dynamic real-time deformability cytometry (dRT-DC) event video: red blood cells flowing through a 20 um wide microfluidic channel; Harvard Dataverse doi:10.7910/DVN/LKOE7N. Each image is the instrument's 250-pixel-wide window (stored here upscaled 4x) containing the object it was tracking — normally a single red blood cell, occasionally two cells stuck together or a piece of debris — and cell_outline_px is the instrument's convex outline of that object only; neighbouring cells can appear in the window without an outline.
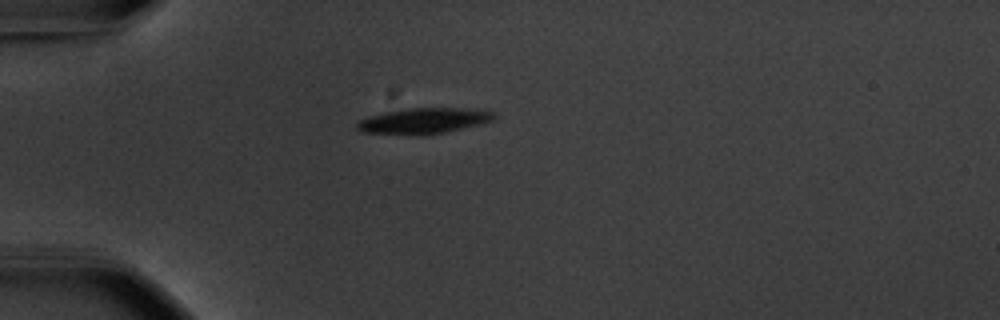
{"species": "common noctule bat (a hibernating species)", "species_latin": "Nyctalus noctula", "temperature_condition": "warm", "stored_images_in_passage": 41, "camera_frame_rate_fps": 3000, "um_per_image_px": 0.085, "animal": {"sex": "male", "body_mass_g": 20.1, "forearm_length_mm": 53.5}, "frame": {"image": 1, "passage_image": 1, "time_ms": 0.0, "image_size_px": [1000, 320], "cell_outline_px": [[496, 116], [492, 120], [480, 124], [444, 132], [360, 132], [356, 128], [356, 124], [360, 120], [368, 116], [384, 112], [404, 108], [472, 108], [492, 112]], "centroid_in_image_um": [36.04, 10.21], "position_along_channel_um": 49.0, "area_um2": 19.48}}
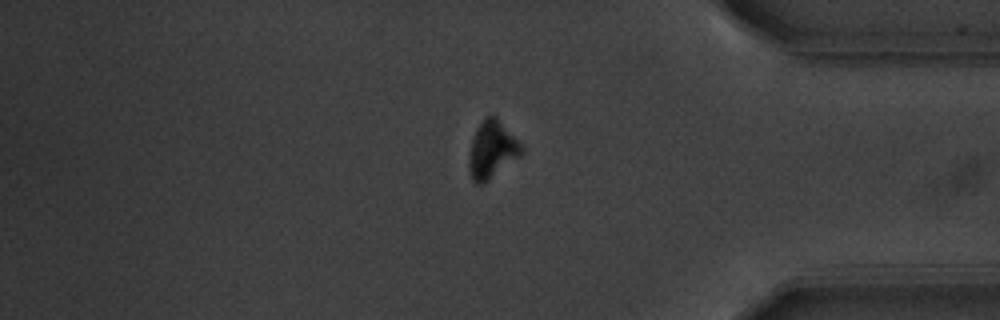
{"frame": {"image": 2, "passage_image": 32, "time_ms": 10.333, "image_size_px": [1000, 320], "cell_outline_px": [[524, 152], [488, 180], [480, 184], [476, 184], [472, 180], [468, 160], [472, 136], [476, 128], [484, 116], [496, 116], [524, 148]], "centroid_in_image_um": [41.79, 12.7], "position_along_channel_um": 393.4, "area_um2": 17.28}}
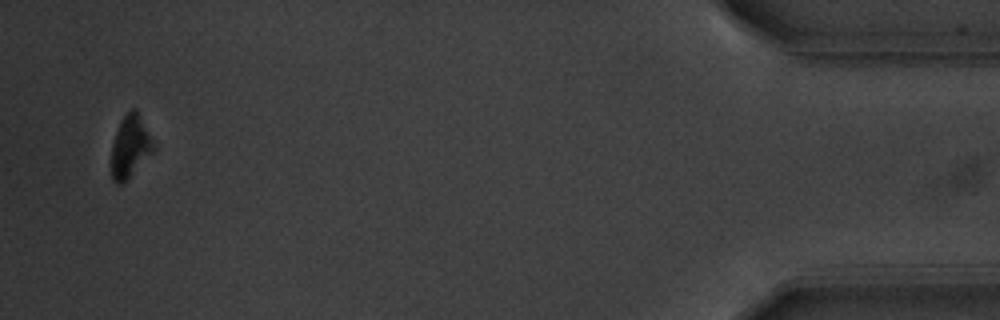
{"frame": {"image": 3, "passage_image": 39, "time_ms": 12.667, "image_size_px": [1000, 320], "cell_outline_px": [[156, 148], [124, 184], [116, 184], [112, 180], [112, 144], [120, 120], [132, 108], [136, 108], [156, 144]], "centroid_in_image_um": [11.09, 12.46], "position_along_channel_um": 424.1, "area_um2": 15.43}, "authors_computed_cell_mechanics": {"area_um2": 19.4208, "velocity_mm_per_s": 3.6959, "shape_relaxation_time_tau1_ms": 3.4704, "shape_relaxation_time_tau2_ms": null, "deformation_change_tau1": 0.1599, "deformation_change_tau2": null}}